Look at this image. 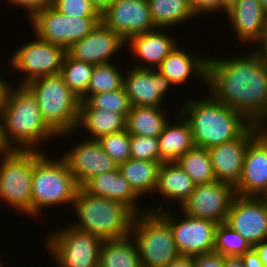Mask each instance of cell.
Instances as JSON below:
<instances>
[{
	"label": "cell",
	"mask_w": 267,
	"mask_h": 267,
	"mask_svg": "<svg viewBox=\"0 0 267 267\" xmlns=\"http://www.w3.org/2000/svg\"><path fill=\"white\" fill-rule=\"evenodd\" d=\"M206 95L177 108L191 127L195 147L209 149L233 141L252 125L241 113Z\"/></svg>",
	"instance_id": "3957f363"
},
{
	"label": "cell",
	"mask_w": 267,
	"mask_h": 267,
	"mask_svg": "<svg viewBox=\"0 0 267 267\" xmlns=\"http://www.w3.org/2000/svg\"><path fill=\"white\" fill-rule=\"evenodd\" d=\"M25 86L34 94L47 126L60 139L67 135L75 136L80 98L64 83L62 76L56 74L39 77Z\"/></svg>",
	"instance_id": "8992f818"
},
{
	"label": "cell",
	"mask_w": 267,
	"mask_h": 267,
	"mask_svg": "<svg viewBox=\"0 0 267 267\" xmlns=\"http://www.w3.org/2000/svg\"><path fill=\"white\" fill-rule=\"evenodd\" d=\"M65 226L46 231L44 248L48 255L51 254L54 267H99V250L103 241L69 224Z\"/></svg>",
	"instance_id": "9c48e42d"
},
{
	"label": "cell",
	"mask_w": 267,
	"mask_h": 267,
	"mask_svg": "<svg viewBox=\"0 0 267 267\" xmlns=\"http://www.w3.org/2000/svg\"><path fill=\"white\" fill-rule=\"evenodd\" d=\"M124 75L123 87L131 106L165 107L166 97H169L170 81L157 69H142L128 66ZM166 95V97H165Z\"/></svg>",
	"instance_id": "e0dca14e"
},
{
	"label": "cell",
	"mask_w": 267,
	"mask_h": 267,
	"mask_svg": "<svg viewBox=\"0 0 267 267\" xmlns=\"http://www.w3.org/2000/svg\"><path fill=\"white\" fill-rule=\"evenodd\" d=\"M194 267H224V257L216 253L194 256Z\"/></svg>",
	"instance_id": "b9f144b4"
},
{
	"label": "cell",
	"mask_w": 267,
	"mask_h": 267,
	"mask_svg": "<svg viewBox=\"0 0 267 267\" xmlns=\"http://www.w3.org/2000/svg\"><path fill=\"white\" fill-rule=\"evenodd\" d=\"M253 247L237 231L225 222L217 225L214 238V253L223 257H240Z\"/></svg>",
	"instance_id": "e575fe53"
},
{
	"label": "cell",
	"mask_w": 267,
	"mask_h": 267,
	"mask_svg": "<svg viewBox=\"0 0 267 267\" xmlns=\"http://www.w3.org/2000/svg\"><path fill=\"white\" fill-rule=\"evenodd\" d=\"M29 21L33 35L39 40L62 46L66 50L88 35L101 22V17H71L49 5L36 12Z\"/></svg>",
	"instance_id": "30bf717a"
},
{
	"label": "cell",
	"mask_w": 267,
	"mask_h": 267,
	"mask_svg": "<svg viewBox=\"0 0 267 267\" xmlns=\"http://www.w3.org/2000/svg\"><path fill=\"white\" fill-rule=\"evenodd\" d=\"M68 148L61 157L81 188L92 177L117 171L119 165L104 152L98 140L84 139Z\"/></svg>",
	"instance_id": "2e32d148"
},
{
	"label": "cell",
	"mask_w": 267,
	"mask_h": 267,
	"mask_svg": "<svg viewBox=\"0 0 267 267\" xmlns=\"http://www.w3.org/2000/svg\"><path fill=\"white\" fill-rule=\"evenodd\" d=\"M161 203L148 206V211L158 212L170 225L174 242L180 256H199L214 253V238L217 223L190 217L182 212L179 218ZM163 208V209H162ZM182 218V219H181Z\"/></svg>",
	"instance_id": "7c38bea8"
},
{
	"label": "cell",
	"mask_w": 267,
	"mask_h": 267,
	"mask_svg": "<svg viewBox=\"0 0 267 267\" xmlns=\"http://www.w3.org/2000/svg\"><path fill=\"white\" fill-rule=\"evenodd\" d=\"M98 142L102 146L104 152L118 165L131 158L130 134L126 129L101 137Z\"/></svg>",
	"instance_id": "8d00e7d4"
},
{
	"label": "cell",
	"mask_w": 267,
	"mask_h": 267,
	"mask_svg": "<svg viewBox=\"0 0 267 267\" xmlns=\"http://www.w3.org/2000/svg\"><path fill=\"white\" fill-rule=\"evenodd\" d=\"M265 11H267V0H258Z\"/></svg>",
	"instance_id": "db71d44e"
},
{
	"label": "cell",
	"mask_w": 267,
	"mask_h": 267,
	"mask_svg": "<svg viewBox=\"0 0 267 267\" xmlns=\"http://www.w3.org/2000/svg\"><path fill=\"white\" fill-rule=\"evenodd\" d=\"M240 257L244 264V267H264L263 262L259 258V255L253 248Z\"/></svg>",
	"instance_id": "7bdbcfd3"
},
{
	"label": "cell",
	"mask_w": 267,
	"mask_h": 267,
	"mask_svg": "<svg viewBox=\"0 0 267 267\" xmlns=\"http://www.w3.org/2000/svg\"><path fill=\"white\" fill-rule=\"evenodd\" d=\"M152 21L156 28H175L196 18L189 0H147ZM194 18V19H193ZM174 26V27H173Z\"/></svg>",
	"instance_id": "4dcf8cb0"
},
{
	"label": "cell",
	"mask_w": 267,
	"mask_h": 267,
	"mask_svg": "<svg viewBox=\"0 0 267 267\" xmlns=\"http://www.w3.org/2000/svg\"><path fill=\"white\" fill-rule=\"evenodd\" d=\"M195 187L196 184L177 162H163L158 170L154 195L158 194L166 203L176 201L181 208Z\"/></svg>",
	"instance_id": "d4e9b609"
},
{
	"label": "cell",
	"mask_w": 267,
	"mask_h": 267,
	"mask_svg": "<svg viewBox=\"0 0 267 267\" xmlns=\"http://www.w3.org/2000/svg\"><path fill=\"white\" fill-rule=\"evenodd\" d=\"M235 188L217 180L196 185L188 200L180 208V212L198 219H206L217 224L227 220Z\"/></svg>",
	"instance_id": "4fadbf2b"
},
{
	"label": "cell",
	"mask_w": 267,
	"mask_h": 267,
	"mask_svg": "<svg viewBox=\"0 0 267 267\" xmlns=\"http://www.w3.org/2000/svg\"><path fill=\"white\" fill-rule=\"evenodd\" d=\"M161 163V161H144L130 158L120 164L118 170L133 190L140 197L143 198L144 196L145 198L146 194H149V196L154 194Z\"/></svg>",
	"instance_id": "f1b7e54d"
},
{
	"label": "cell",
	"mask_w": 267,
	"mask_h": 267,
	"mask_svg": "<svg viewBox=\"0 0 267 267\" xmlns=\"http://www.w3.org/2000/svg\"><path fill=\"white\" fill-rule=\"evenodd\" d=\"M266 191L267 137L260 131L246 148L242 174L235 187V194L261 197Z\"/></svg>",
	"instance_id": "ffe728a7"
},
{
	"label": "cell",
	"mask_w": 267,
	"mask_h": 267,
	"mask_svg": "<svg viewBox=\"0 0 267 267\" xmlns=\"http://www.w3.org/2000/svg\"><path fill=\"white\" fill-rule=\"evenodd\" d=\"M124 46L126 41L120 35L99 22L88 35L66 49V53L75 60L98 65L113 62L114 56L117 60Z\"/></svg>",
	"instance_id": "ac0fdd59"
},
{
	"label": "cell",
	"mask_w": 267,
	"mask_h": 267,
	"mask_svg": "<svg viewBox=\"0 0 267 267\" xmlns=\"http://www.w3.org/2000/svg\"><path fill=\"white\" fill-rule=\"evenodd\" d=\"M224 267H244L241 257H224Z\"/></svg>",
	"instance_id": "681fc988"
},
{
	"label": "cell",
	"mask_w": 267,
	"mask_h": 267,
	"mask_svg": "<svg viewBox=\"0 0 267 267\" xmlns=\"http://www.w3.org/2000/svg\"><path fill=\"white\" fill-rule=\"evenodd\" d=\"M253 249L259 255V258L263 262L264 267H267V240L254 245Z\"/></svg>",
	"instance_id": "f6af8a7d"
},
{
	"label": "cell",
	"mask_w": 267,
	"mask_h": 267,
	"mask_svg": "<svg viewBox=\"0 0 267 267\" xmlns=\"http://www.w3.org/2000/svg\"><path fill=\"white\" fill-rule=\"evenodd\" d=\"M253 247L267 240V207L261 197L236 195L225 221Z\"/></svg>",
	"instance_id": "5bb4252c"
},
{
	"label": "cell",
	"mask_w": 267,
	"mask_h": 267,
	"mask_svg": "<svg viewBox=\"0 0 267 267\" xmlns=\"http://www.w3.org/2000/svg\"><path fill=\"white\" fill-rule=\"evenodd\" d=\"M163 108L132 106L126 118V130L130 135L158 137L170 120L169 112Z\"/></svg>",
	"instance_id": "83f0119b"
},
{
	"label": "cell",
	"mask_w": 267,
	"mask_h": 267,
	"mask_svg": "<svg viewBox=\"0 0 267 267\" xmlns=\"http://www.w3.org/2000/svg\"><path fill=\"white\" fill-rule=\"evenodd\" d=\"M177 115V117H175ZM174 121L165 125L159 138L160 161L176 162L182 155L194 147L191 127L178 112ZM175 122V123H173ZM173 123V124H172Z\"/></svg>",
	"instance_id": "484cf974"
},
{
	"label": "cell",
	"mask_w": 267,
	"mask_h": 267,
	"mask_svg": "<svg viewBox=\"0 0 267 267\" xmlns=\"http://www.w3.org/2000/svg\"><path fill=\"white\" fill-rule=\"evenodd\" d=\"M81 188L88 194L117 200L129 207L136 215L148 211L145 206L144 208L139 206L142 198L133 190L119 170L96 175Z\"/></svg>",
	"instance_id": "cb8c5ba5"
},
{
	"label": "cell",
	"mask_w": 267,
	"mask_h": 267,
	"mask_svg": "<svg viewBox=\"0 0 267 267\" xmlns=\"http://www.w3.org/2000/svg\"><path fill=\"white\" fill-rule=\"evenodd\" d=\"M189 4L191 10L195 14L196 18H201V15H210L216 12L224 13L226 15V11L223 9L222 0H189ZM224 12H223V11Z\"/></svg>",
	"instance_id": "ab89813d"
},
{
	"label": "cell",
	"mask_w": 267,
	"mask_h": 267,
	"mask_svg": "<svg viewBox=\"0 0 267 267\" xmlns=\"http://www.w3.org/2000/svg\"><path fill=\"white\" fill-rule=\"evenodd\" d=\"M238 45L258 44L261 40L265 10L258 0H238L226 15ZM232 26V27H231Z\"/></svg>",
	"instance_id": "603a6c76"
},
{
	"label": "cell",
	"mask_w": 267,
	"mask_h": 267,
	"mask_svg": "<svg viewBox=\"0 0 267 267\" xmlns=\"http://www.w3.org/2000/svg\"><path fill=\"white\" fill-rule=\"evenodd\" d=\"M99 267H142L131 235L103 241L99 250Z\"/></svg>",
	"instance_id": "f546056e"
},
{
	"label": "cell",
	"mask_w": 267,
	"mask_h": 267,
	"mask_svg": "<svg viewBox=\"0 0 267 267\" xmlns=\"http://www.w3.org/2000/svg\"><path fill=\"white\" fill-rule=\"evenodd\" d=\"M208 56L207 93L260 125L267 117V67L253 49L233 56Z\"/></svg>",
	"instance_id": "6da1fadb"
},
{
	"label": "cell",
	"mask_w": 267,
	"mask_h": 267,
	"mask_svg": "<svg viewBox=\"0 0 267 267\" xmlns=\"http://www.w3.org/2000/svg\"><path fill=\"white\" fill-rule=\"evenodd\" d=\"M71 208L78 219L68 224L102 241L129 236L136 215L125 204L88 194L82 188H79Z\"/></svg>",
	"instance_id": "277c9868"
},
{
	"label": "cell",
	"mask_w": 267,
	"mask_h": 267,
	"mask_svg": "<svg viewBox=\"0 0 267 267\" xmlns=\"http://www.w3.org/2000/svg\"><path fill=\"white\" fill-rule=\"evenodd\" d=\"M131 107L124 87L110 92L90 95L85 101H80V109H104L105 111L122 114L125 118H127Z\"/></svg>",
	"instance_id": "d590c367"
},
{
	"label": "cell",
	"mask_w": 267,
	"mask_h": 267,
	"mask_svg": "<svg viewBox=\"0 0 267 267\" xmlns=\"http://www.w3.org/2000/svg\"><path fill=\"white\" fill-rule=\"evenodd\" d=\"M0 257H1V256H0ZM1 262H2V261H1V259H0V267H4V266H3V263H1Z\"/></svg>",
	"instance_id": "6f0895ef"
},
{
	"label": "cell",
	"mask_w": 267,
	"mask_h": 267,
	"mask_svg": "<svg viewBox=\"0 0 267 267\" xmlns=\"http://www.w3.org/2000/svg\"><path fill=\"white\" fill-rule=\"evenodd\" d=\"M254 50L261 56L264 65L267 67V40H260Z\"/></svg>",
	"instance_id": "7dc6e473"
},
{
	"label": "cell",
	"mask_w": 267,
	"mask_h": 267,
	"mask_svg": "<svg viewBox=\"0 0 267 267\" xmlns=\"http://www.w3.org/2000/svg\"><path fill=\"white\" fill-rule=\"evenodd\" d=\"M131 158L144 161H160L159 138L130 135Z\"/></svg>",
	"instance_id": "74e56055"
},
{
	"label": "cell",
	"mask_w": 267,
	"mask_h": 267,
	"mask_svg": "<svg viewBox=\"0 0 267 267\" xmlns=\"http://www.w3.org/2000/svg\"><path fill=\"white\" fill-rule=\"evenodd\" d=\"M261 40H267V11H265Z\"/></svg>",
	"instance_id": "816d5d0a"
},
{
	"label": "cell",
	"mask_w": 267,
	"mask_h": 267,
	"mask_svg": "<svg viewBox=\"0 0 267 267\" xmlns=\"http://www.w3.org/2000/svg\"><path fill=\"white\" fill-rule=\"evenodd\" d=\"M116 63L120 62L94 65L87 91L80 101H85L90 95L123 88L126 68L122 69V66H117Z\"/></svg>",
	"instance_id": "1f68e13d"
},
{
	"label": "cell",
	"mask_w": 267,
	"mask_h": 267,
	"mask_svg": "<svg viewBox=\"0 0 267 267\" xmlns=\"http://www.w3.org/2000/svg\"><path fill=\"white\" fill-rule=\"evenodd\" d=\"M3 76L4 75L0 74V108L3 106L7 97L8 90L11 86V81L10 83H8V81L5 80V76Z\"/></svg>",
	"instance_id": "bcb514c9"
},
{
	"label": "cell",
	"mask_w": 267,
	"mask_h": 267,
	"mask_svg": "<svg viewBox=\"0 0 267 267\" xmlns=\"http://www.w3.org/2000/svg\"><path fill=\"white\" fill-rule=\"evenodd\" d=\"M50 153L35 151L32 172L31 217H43V212L53 206L72 207L79 185L60 156L53 159ZM44 210V211H43Z\"/></svg>",
	"instance_id": "5b68a950"
},
{
	"label": "cell",
	"mask_w": 267,
	"mask_h": 267,
	"mask_svg": "<svg viewBox=\"0 0 267 267\" xmlns=\"http://www.w3.org/2000/svg\"><path fill=\"white\" fill-rule=\"evenodd\" d=\"M101 22L125 41L133 35L157 29L147 0H115L101 13Z\"/></svg>",
	"instance_id": "9a60e30c"
},
{
	"label": "cell",
	"mask_w": 267,
	"mask_h": 267,
	"mask_svg": "<svg viewBox=\"0 0 267 267\" xmlns=\"http://www.w3.org/2000/svg\"><path fill=\"white\" fill-rule=\"evenodd\" d=\"M166 267H194V256H179Z\"/></svg>",
	"instance_id": "ee69618b"
},
{
	"label": "cell",
	"mask_w": 267,
	"mask_h": 267,
	"mask_svg": "<svg viewBox=\"0 0 267 267\" xmlns=\"http://www.w3.org/2000/svg\"><path fill=\"white\" fill-rule=\"evenodd\" d=\"M176 162L196 185L216 180L208 149L194 146Z\"/></svg>",
	"instance_id": "d6a6232c"
},
{
	"label": "cell",
	"mask_w": 267,
	"mask_h": 267,
	"mask_svg": "<svg viewBox=\"0 0 267 267\" xmlns=\"http://www.w3.org/2000/svg\"><path fill=\"white\" fill-rule=\"evenodd\" d=\"M56 137L44 122L34 94L25 85H11L0 108V141L4 149L45 152L42 143Z\"/></svg>",
	"instance_id": "7a4b0ae2"
},
{
	"label": "cell",
	"mask_w": 267,
	"mask_h": 267,
	"mask_svg": "<svg viewBox=\"0 0 267 267\" xmlns=\"http://www.w3.org/2000/svg\"><path fill=\"white\" fill-rule=\"evenodd\" d=\"M81 126V127H80ZM85 130L88 139L99 140L101 137L126 129V118L104 109H80L76 128Z\"/></svg>",
	"instance_id": "4316f807"
},
{
	"label": "cell",
	"mask_w": 267,
	"mask_h": 267,
	"mask_svg": "<svg viewBox=\"0 0 267 267\" xmlns=\"http://www.w3.org/2000/svg\"><path fill=\"white\" fill-rule=\"evenodd\" d=\"M261 198L266 203V207H267V191L261 196Z\"/></svg>",
	"instance_id": "11a10c76"
},
{
	"label": "cell",
	"mask_w": 267,
	"mask_h": 267,
	"mask_svg": "<svg viewBox=\"0 0 267 267\" xmlns=\"http://www.w3.org/2000/svg\"><path fill=\"white\" fill-rule=\"evenodd\" d=\"M8 2V6L20 7L23 11H26L28 20L38 11L46 6L51 5L52 0H5Z\"/></svg>",
	"instance_id": "60d3db41"
},
{
	"label": "cell",
	"mask_w": 267,
	"mask_h": 267,
	"mask_svg": "<svg viewBox=\"0 0 267 267\" xmlns=\"http://www.w3.org/2000/svg\"><path fill=\"white\" fill-rule=\"evenodd\" d=\"M94 65L75 60L65 53L60 75L69 89L81 98L87 91Z\"/></svg>",
	"instance_id": "836d02e7"
},
{
	"label": "cell",
	"mask_w": 267,
	"mask_h": 267,
	"mask_svg": "<svg viewBox=\"0 0 267 267\" xmlns=\"http://www.w3.org/2000/svg\"><path fill=\"white\" fill-rule=\"evenodd\" d=\"M26 42L8 58L9 68L22 77L17 81L18 85H26L39 77L60 74L66 53L62 46L39 40L35 35L33 41Z\"/></svg>",
	"instance_id": "8fae6325"
},
{
	"label": "cell",
	"mask_w": 267,
	"mask_h": 267,
	"mask_svg": "<svg viewBox=\"0 0 267 267\" xmlns=\"http://www.w3.org/2000/svg\"><path fill=\"white\" fill-rule=\"evenodd\" d=\"M259 127H260V131L267 137V117L263 121V123L259 125Z\"/></svg>",
	"instance_id": "f5cc1de1"
},
{
	"label": "cell",
	"mask_w": 267,
	"mask_h": 267,
	"mask_svg": "<svg viewBox=\"0 0 267 267\" xmlns=\"http://www.w3.org/2000/svg\"><path fill=\"white\" fill-rule=\"evenodd\" d=\"M142 267H166L180 256L169 223L158 213L135 215L131 226Z\"/></svg>",
	"instance_id": "52a82bcc"
},
{
	"label": "cell",
	"mask_w": 267,
	"mask_h": 267,
	"mask_svg": "<svg viewBox=\"0 0 267 267\" xmlns=\"http://www.w3.org/2000/svg\"><path fill=\"white\" fill-rule=\"evenodd\" d=\"M51 6L58 12L71 17H101L90 0H52Z\"/></svg>",
	"instance_id": "f35d334b"
},
{
	"label": "cell",
	"mask_w": 267,
	"mask_h": 267,
	"mask_svg": "<svg viewBox=\"0 0 267 267\" xmlns=\"http://www.w3.org/2000/svg\"><path fill=\"white\" fill-rule=\"evenodd\" d=\"M260 132L259 125L252 124L240 137L208 149L215 179L232 185L239 183L243 161L249 142Z\"/></svg>",
	"instance_id": "d6986e66"
},
{
	"label": "cell",
	"mask_w": 267,
	"mask_h": 267,
	"mask_svg": "<svg viewBox=\"0 0 267 267\" xmlns=\"http://www.w3.org/2000/svg\"><path fill=\"white\" fill-rule=\"evenodd\" d=\"M115 0H90L93 6L101 14L107 7H109Z\"/></svg>",
	"instance_id": "c3c4849f"
},
{
	"label": "cell",
	"mask_w": 267,
	"mask_h": 267,
	"mask_svg": "<svg viewBox=\"0 0 267 267\" xmlns=\"http://www.w3.org/2000/svg\"><path fill=\"white\" fill-rule=\"evenodd\" d=\"M238 0H222L223 9L227 12L231 7H233Z\"/></svg>",
	"instance_id": "f907efd6"
},
{
	"label": "cell",
	"mask_w": 267,
	"mask_h": 267,
	"mask_svg": "<svg viewBox=\"0 0 267 267\" xmlns=\"http://www.w3.org/2000/svg\"><path fill=\"white\" fill-rule=\"evenodd\" d=\"M181 46L178 44L161 62L157 70L176 88L178 85H185L192 79L191 77L201 79L200 82H203L206 87L208 56L196 52V49L195 51L184 50Z\"/></svg>",
	"instance_id": "7402d4cb"
},
{
	"label": "cell",
	"mask_w": 267,
	"mask_h": 267,
	"mask_svg": "<svg viewBox=\"0 0 267 267\" xmlns=\"http://www.w3.org/2000/svg\"><path fill=\"white\" fill-rule=\"evenodd\" d=\"M0 159V202L19 211L20 215L31 217L35 150H4Z\"/></svg>",
	"instance_id": "ba28073f"
},
{
	"label": "cell",
	"mask_w": 267,
	"mask_h": 267,
	"mask_svg": "<svg viewBox=\"0 0 267 267\" xmlns=\"http://www.w3.org/2000/svg\"><path fill=\"white\" fill-rule=\"evenodd\" d=\"M4 150H5V149H4V147L2 146L1 141H0V153L3 152Z\"/></svg>",
	"instance_id": "9f6ffc18"
},
{
	"label": "cell",
	"mask_w": 267,
	"mask_h": 267,
	"mask_svg": "<svg viewBox=\"0 0 267 267\" xmlns=\"http://www.w3.org/2000/svg\"><path fill=\"white\" fill-rule=\"evenodd\" d=\"M166 30V31H165ZM167 30L157 28L150 32L140 33L131 36L126 41L127 50L134 58L130 64L133 67L142 69H157L167 55L179 44ZM177 40V41H176ZM137 60H139L137 62Z\"/></svg>",
	"instance_id": "44dd1931"
}]
</instances>
